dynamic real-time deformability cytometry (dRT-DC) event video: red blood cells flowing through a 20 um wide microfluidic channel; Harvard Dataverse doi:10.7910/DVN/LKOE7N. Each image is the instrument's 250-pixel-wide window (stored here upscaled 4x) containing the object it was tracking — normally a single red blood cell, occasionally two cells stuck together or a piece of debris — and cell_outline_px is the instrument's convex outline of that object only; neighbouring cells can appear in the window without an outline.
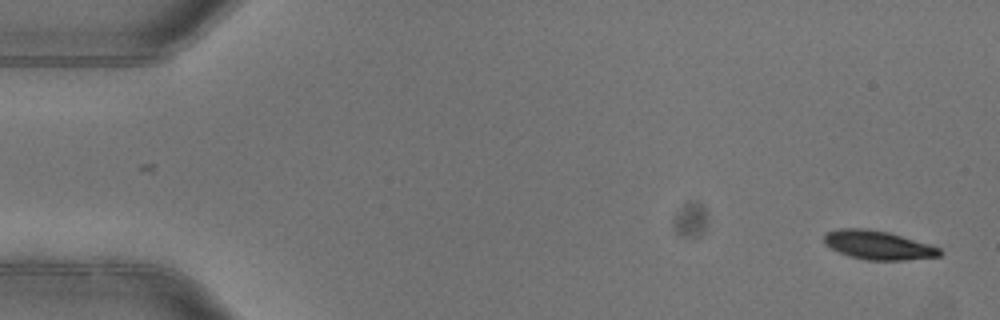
{"species": "common noctule bat (a hibernating species)", "species_latin": "Nyctalus noctula", "temperature_condition": "warm", "stored_images_in_passage": 7, "camera_frame_rate_fps": 3000, "um_per_image_px": 0.085, "animal": {"sex": "female"}, "frame": {"image": 1, "passage_image": 1, "time_ms": 0.0, "image_size_px": [1000, 320], "cell_outline_px": [[944, 252], [940, 256], [904, 260], [868, 260], [852, 256], [840, 252], [824, 244], [824, 236], [828, 232], [840, 228], [868, 228], [888, 232], [928, 244], [940, 248]], "centroid_in_image_um": [74.65, 20.83], "position_along_channel_um": 10.3, "area_um2": 19.19}}
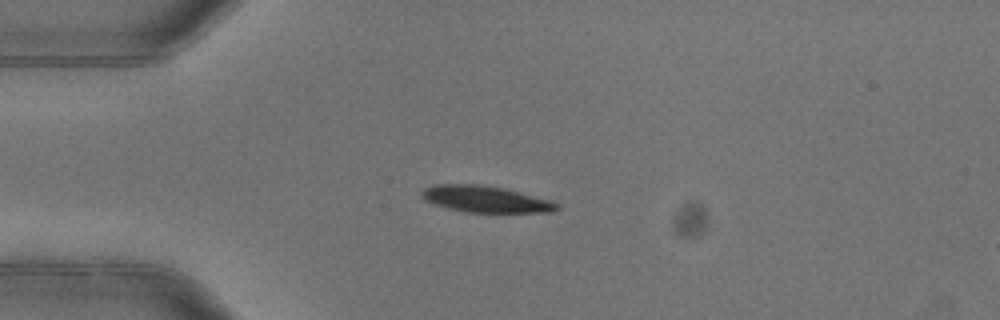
{"frame": {"image": 2, "passage_image": 4, "time_ms": 1.0, "image_size_px": [1000, 320], "cell_outline_px": [[560, 208], [552, 212], [464, 212], [448, 208], [424, 200], [420, 196], [420, 192], [424, 188], [432, 184], [480, 184], [504, 188], [552, 200], [560, 204]], "centroid_in_image_um": [41.27, 16.92], "position_along_channel_um": 43.7, "area_um2": 21.04}}